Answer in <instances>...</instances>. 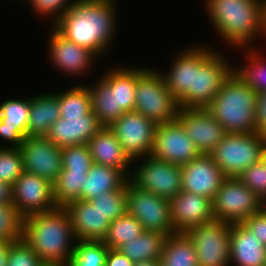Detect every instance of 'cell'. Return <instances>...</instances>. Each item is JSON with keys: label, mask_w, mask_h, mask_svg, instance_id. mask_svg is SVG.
<instances>
[{"label": "cell", "mask_w": 266, "mask_h": 266, "mask_svg": "<svg viewBox=\"0 0 266 266\" xmlns=\"http://www.w3.org/2000/svg\"><path fill=\"white\" fill-rule=\"evenodd\" d=\"M114 2L74 0L73 6L52 26L66 39L91 50L97 57L102 56V52H106L113 42L116 30Z\"/></svg>", "instance_id": "cell-1"}, {"label": "cell", "mask_w": 266, "mask_h": 266, "mask_svg": "<svg viewBox=\"0 0 266 266\" xmlns=\"http://www.w3.org/2000/svg\"><path fill=\"white\" fill-rule=\"evenodd\" d=\"M22 239L47 266H66L77 241L64 207L24 217Z\"/></svg>", "instance_id": "cell-2"}, {"label": "cell", "mask_w": 266, "mask_h": 266, "mask_svg": "<svg viewBox=\"0 0 266 266\" xmlns=\"http://www.w3.org/2000/svg\"><path fill=\"white\" fill-rule=\"evenodd\" d=\"M205 1L209 19L230 46L247 49L252 39L266 37V0Z\"/></svg>", "instance_id": "cell-3"}, {"label": "cell", "mask_w": 266, "mask_h": 266, "mask_svg": "<svg viewBox=\"0 0 266 266\" xmlns=\"http://www.w3.org/2000/svg\"><path fill=\"white\" fill-rule=\"evenodd\" d=\"M257 96L250 86L232 72L205 109L221 123L226 133L253 134L256 132Z\"/></svg>", "instance_id": "cell-4"}, {"label": "cell", "mask_w": 266, "mask_h": 266, "mask_svg": "<svg viewBox=\"0 0 266 266\" xmlns=\"http://www.w3.org/2000/svg\"><path fill=\"white\" fill-rule=\"evenodd\" d=\"M196 46L194 89L179 102L181 108L205 109L233 72V66L218 51L201 44Z\"/></svg>", "instance_id": "cell-5"}, {"label": "cell", "mask_w": 266, "mask_h": 266, "mask_svg": "<svg viewBox=\"0 0 266 266\" xmlns=\"http://www.w3.org/2000/svg\"><path fill=\"white\" fill-rule=\"evenodd\" d=\"M179 108L161 72L143 67L137 69L134 111L159 125L176 119Z\"/></svg>", "instance_id": "cell-6"}, {"label": "cell", "mask_w": 266, "mask_h": 266, "mask_svg": "<svg viewBox=\"0 0 266 266\" xmlns=\"http://www.w3.org/2000/svg\"><path fill=\"white\" fill-rule=\"evenodd\" d=\"M209 154L226 177H239L265 156L264 135L227 133Z\"/></svg>", "instance_id": "cell-7"}, {"label": "cell", "mask_w": 266, "mask_h": 266, "mask_svg": "<svg viewBox=\"0 0 266 266\" xmlns=\"http://www.w3.org/2000/svg\"><path fill=\"white\" fill-rule=\"evenodd\" d=\"M213 216L228 223H242L264 204L238 177H226L212 201Z\"/></svg>", "instance_id": "cell-8"}, {"label": "cell", "mask_w": 266, "mask_h": 266, "mask_svg": "<svg viewBox=\"0 0 266 266\" xmlns=\"http://www.w3.org/2000/svg\"><path fill=\"white\" fill-rule=\"evenodd\" d=\"M231 223L214 219L197 225L185 234L196 251L198 266H229Z\"/></svg>", "instance_id": "cell-9"}, {"label": "cell", "mask_w": 266, "mask_h": 266, "mask_svg": "<svg viewBox=\"0 0 266 266\" xmlns=\"http://www.w3.org/2000/svg\"><path fill=\"white\" fill-rule=\"evenodd\" d=\"M141 160L142 163L136 167V171H132L128 177L134 186L169 201L180 193L181 166L154 158L152 155L145 156Z\"/></svg>", "instance_id": "cell-10"}, {"label": "cell", "mask_w": 266, "mask_h": 266, "mask_svg": "<svg viewBox=\"0 0 266 266\" xmlns=\"http://www.w3.org/2000/svg\"><path fill=\"white\" fill-rule=\"evenodd\" d=\"M127 213L135 217L144 231L175 234L171 220L170 201L152 192L142 190L127 181Z\"/></svg>", "instance_id": "cell-11"}, {"label": "cell", "mask_w": 266, "mask_h": 266, "mask_svg": "<svg viewBox=\"0 0 266 266\" xmlns=\"http://www.w3.org/2000/svg\"><path fill=\"white\" fill-rule=\"evenodd\" d=\"M156 124L141 113H124L109 129L118 139L129 158L136 162L152 154ZM135 160V161H134Z\"/></svg>", "instance_id": "cell-12"}, {"label": "cell", "mask_w": 266, "mask_h": 266, "mask_svg": "<svg viewBox=\"0 0 266 266\" xmlns=\"http://www.w3.org/2000/svg\"><path fill=\"white\" fill-rule=\"evenodd\" d=\"M11 189L12 204L23 218L58 207L53 197V184L33 173L23 171Z\"/></svg>", "instance_id": "cell-13"}, {"label": "cell", "mask_w": 266, "mask_h": 266, "mask_svg": "<svg viewBox=\"0 0 266 266\" xmlns=\"http://www.w3.org/2000/svg\"><path fill=\"white\" fill-rule=\"evenodd\" d=\"M200 154L177 119L156 126L151 154L154 158L183 166Z\"/></svg>", "instance_id": "cell-14"}, {"label": "cell", "mask_w": 266, "mask_h": 266, "mask_svg": "<svg viewBox=\"0 0 266 266\" xmlns=\"http://www.w3.org/2000/svg\"><path fill=\"white\" fill-rule=\"evenodd\" d=\"M22 155L23 169L52 184L62 172L61 148L45 137L25 136L19 146Z\"/></svg>", "instance_id": "cell-15"}, {"label": "cell", "mask_w": 266, "mask_h": 266, "mask_svg": "<svg viewBox=\"0 0 266 266\" xmlns=\"http://www.w3.org/2000/svg\"><path fill=\"white\" fill-rule=\"evenodd\" d=\"M200 153L209 154L227 134L206 109L179 108L176 118Z\"/></svg>", "instance_id": "cell-16"}, {"label": "cell", "mask_w": 266, "mask_h": 266, "mask_svg": "<svg viewBox=\"0 0 266 266\" xmlns=\"http://www.w3.org/2000/svg\"><path fill=\"white\" fill-rule=\"evenodd\" d=\"M182 191L202 195L213 201L226 176L210 154L201 153L181 166Z\"/></svg>", "instance_id": "cell-17"}, {"label": "cell", "mask_w": 266, "mask_h": 266, "mask_svg": "<svg viewBox=\"0 0 266 266\" xmlns=\"http://www.w3.org/2000/svg\"><path fill=\"white\" fill-rule=\"evenodd\" d=\"M171 220L176 233L214 220L212 200L195 193L180 191L170 201Z\"/></svg>", "instance_id": "cell-18"}, {"label": "cell", "mask_w": 266, "mask_h": 266, "mask_svg": "<svg viewBox=\"0 0 266 266\" xmlns=\"http://www.w3.org/2000/svg\"><path fill=\"white\" fill-rule=\"evenodd\" d=\"M64 208L77 241H103L106 238L111 221L91 201L75 200Z\"/></svg>", "instance_id": "cell-19"}, {"label": "cell", "mask_w": 266, "mask_h": 266, "mask_svg": "<svg viewBox=\"0 0 266 266\" xmlns=\"http://www.w3.org/2000/svg\"><path fill=\"white\" fill-rule=\"evenodd\" d=\"M51 31L48 52L54 62L52 64L69 76L87 72L97 56L91 50L66 39L54 27Z\"/></svg>", "instance_id": "cell-20"}, {"label": "cell", "mask_w": 266, "mask_h": 266, "mask_svg": "<svg viewBox=\"0 0 266 266\" xmlns=\"http://www.w3.org/2000/svg\"><path fill=\"white\" fill-rule=\"evenodd\" d=\"M101 128L97 116L91 111L80 116L60 117L49 128L45 138L60 148L87 144Z\"/></svg>", "instance_id": "cell-21"}, {"label": "cell", "mask_w": 266, "mask_h": 266, "mask_svg": "<svg viewBox=\"0 0 266 266\" xmlns=\"http://www.w3.org/2000/svg\"><path fill=\"white\" fill-rule=\"evenodd\" d=\"M88 88L92 111L102 127H109L124 114L118 106L117 67L103 74L97 84Z\"/></svg>", "instance_id": "cell-22"}, {"label": "cell", "mask_w": 266, "mask_h": 266, "mask_svg": "<svg viewBox=\"0 0 266 266\" xmlns=\"http://www.w3.org/2000/svg\"><path fill=\"white\" fill-rule=\"evenodd\" d=\"M230 263L235 266H266V246L243 223H232Z\"/></svg>", "instance_id": "cell-23"}, {"label": "cell", "mask_w": 266, "mask_h": 266, "mask_svg": "<svg viewBox=\"0 0 266 266\" xmlns=\"http://www.w3.org/2000/svg\"><path fill=\"white\" fill-rule=\"evenodd\" d=\"M93 163L114 167L130 176L129 167L134 162L126 154L122 145L109 127H102L87 142Z\"/></svg>", "instance_id": "cell-24"}, {"label": "cell", "mask_w": 266, "mask_h": 266, "mask_svg": "<svg viewBox=\"0 0 266 266\" xmlns=\"http://www.w3.org/2000/svg\"><path fill=\"white\" fill-rule=\"evenodd\" d=\"M186 48L173 61L169 72L161 73L167 89L178 103L194 89L195 47Z\"/></svg>", "instance_id": "cell-25"}, {"label": "cell", "mask_w": 266, "mask_h": 266, "mask_svg": "<svg viewBox=\"0 0 266 266\" xmlns=\"http://www.w3.org/2000/svg\"><path fill=\"white\" fill-rule=\"evenodd\" d=\"M60 118V105L53 93L30 98L27 136L45 137L49 128Z\"/></svg>", "instance_id": "cell-26"}, {"label": "cell", "mask_w": 266, "mask_h": 266, "mask_svg": "<svg viewBox=\"0 0 266 266\" xmlns=\"http://www.w3.org/2000/svg\"><path fill=\"white\" fill-rule=\"evenodd\" d=\"M128 181L121 170L93 163L81 190V200L90 201L102 193L120 189Z\"/></svg>", "instance_id": "cell-27"}, {"label": "cell", "mask_w": 266, "mask_h": 266, "mask_svg": "<svg viewBox=\"0 0 266 266\" xmlns=\"http://www.w3.org/2000/svg\"><path fill=\"white\" fill-rule=\"evenodd\" d=\"M166 238L167 235L160 232L143 231L127 244L120 246L118 250L134 263L159 260Z\"/></svg>", "instance_id": "cell-28"}, {"label": "cell", "mask_w": 266, "mask_h": 266, "mask_svg": "<svg viewBox=\"0 0 266 266\" xmlns=\"http://www.w3.org/2000/svg\"><path fill=\"white\" fill-rule=\"evenodd\" d=\"M159 260L161 266H198L193 243L185 233L167 236Z\"/></svg>", "instance_id": "cell-29"}, {"label": "cell", "mask_w": 266, "mask_h": 266, "mask_svg": "<svg viewBox=\"0 0 266 266\" xmlns=\"http://www.w3.org/2000/svg\"><path fill=\"white\" fill-rule=\"evenodd\" d=\"M88 173L63 169L53 183V197L58 207L81 200V190Z\"/></svg>", "instance_id": "cell-30"}, {"label": "cell", "mask_w": 266, "mask_h": 266, "mask_svg": "<svg viewBox=\"0 0 266 266\" xmlns=\"http://www.w3.org/2000/svg\"><path fill=\"white\" fill-rule=\"evenodd\" d=\"M246 50L247 64L237 69L233 67V72L237 75L245 84L250 86L257 94L266 92V59L263 55L257 52L256 49Z\"/></svg>", "instance_id": "cell-31"}, {"label": "cell", "mask_w": 266, "mask_h": 266, "mask_svg": "<svg viewBox=\"0 0 266 266\" xmlns=\"http://www.w3.org/2000/svg\"><path fill=\"white\" fill-rule=\"evenodd\" d=\"M53 94L59 101L60 117L80 116L92 111L90 90L86 85H77L65 92Z\"/></svg>", "instance_id": "cell-32"}, {"label": "cell", "mask_w": 266, "mask_h": 266, "mask_svg": "<svg viewBox=\"0 0 266 266\" xmlns=\"http://www.w3.org/2000/svg\"><path fill=\"white\" fill-rule=\"evenodd\" d=\"M144 231L142 224L129 213H125L110 223L104 244L111 249H118Z\"/></svg>", "instance_id": "cell-33"}, {"label": "cell", "mask_w": 266, "mask_h": 266, "mask_svg": "<svg viewBox=\"0 0 266 266\" xmlns=\"http://www.w3.org/2000/svg\"><path fill=\"white\" fill-rule=\"evenodd\" d=\"M109 248L103 241H76L74 254L66 266H105Z\"/></svg>", "instance_id": "cell-34"}, {"label": "cell", "mask_w": 266, "mask_h": 266, "mask_svg": "<svg viewBox=\"0 0 266 266\" xmlns=\"http://www.w3.org/2000/svg\"><path fill=\"white\" fill-rule=\"evenodd\" d=\"M29 112L30 98H11L0 104V120L4 126L17 127L24 136H27Z\"/></svg>", "instance_id": "cell-35"}, {"label": "cell", "mask_w": 266, "mask_h": 266, "mask_svg": "<svg viewBox=\"0 0 266 266\" xmlns=\"http://www.w3.org/2000/svg\"><path fill=\"white\" fill-rule=\"evenodd\" d=\"M129 68V69H128ZM133 68V69H132ZM117 66V98L118 106L126 113L134 111L137 84V68Z\"/></svg>", "instance_id": "cell-36"}, {"label": "cell", "mask_w": 266, "mask_h": 266, "mask_svg": "<svg viewBox=\"0 0 266 266\" xmlns=\"http://www.w3.org/2000/svg\"><path fill=\"white\" fill-rule=\"evenodd\" d=\"M127 182L117 190L102 193L90 200L112 222L127 212Z\"/></svg>", "instance_id": "cell-37"}, {"label": "cell", "mask_w": 266, "mask_h": 266, "mask_svg": "<svg viewBox=\"0 0 266 266\" xmlns=\"http://www.w3.org/2000/svg\"><path fill=\"white\" fill-rule=\"evenodd\" d=\"M23 217L13 204L0 205V241L14 243L22 239Z\"/></svg>", "instance_id": "cell-38"}, {"label": "cell", "mask_w": 266, "mask_h": 266, "mask_svg": "<svg viewBox=\"0 0 266 266\" xmlns=\"http://www.w3.org/2000/svg\"><path fill=\"white\" fill-rule=\"evenodd\" d=\"M22 155L19 148L0 147V181L12 186L23 173Z\"/></svg>", "instance_id": "cell-39"}, {"label": "cell", "mask_w": 266, "mask_h": 266, "mask_svg": "<svg viewBox=\"0 0 266 266\" xmlns=\"http://www.w3.org/2000/svg\"><path fill=\"white\" fill-rule=\"evenodd\" d=\"M61 152L63 169L88 173L93 165V158L87 144L66 146L61 148Z\"/></svg>", "instance_id": "cell-40"}, {"label": "cell", "mask_w": 266, "mask_h": 266, "mask_svg": "<svg viewBox=\"0 0 266 266\" xmlns=\"http://www.w3.org/2000/svg\"><path fill=\"white\" fill-rule=\"evenodd\" d=\"M255 195L266 205V157L246 169L239 177Z\"/></svg>", "instance_id": "cell-41"}, {"label": "cell", "mask_w": 266, "mask_h": 266, "mask_svg": "<svg viewBox=\"0 0 266 266\" xmlns=\"http://www.w3.org/2000/svg\"><path fill=\"white\" fill-rule=\"evenodd\" d=\"M6 266H47V264L21 239L8 246Z\"/></svg>", "instance_id": "cell-42"}, {"label": "cell", "mask_w": 266, "mask_h": 266, "mask_svg": "<svg viewBox=\"0 0 266 266\" xmlns=\"http://www.w3.org/2000/svg\"><path fill=\"white\" fill-rule=\"evenodd\" d=\"M33 11L43 16H53V24L73 6L74 0H30Z\"/></svg>", "instance_id": "cell-43"}, {"label": "cell", "mask_w": 266, "mask_h": 266, "mask_svg": "<svg viewBox=\"0 0 266 266\" xmlns=\"http://www.w3.org/2000/svg\"><path fill=\"white\" fill-rule=\"evenodd\" d=\"M266 246V205L242 222Z\"/></svg>", "instance_id": "cell-44"}, {"label": "cell", "mask_w": 266, "mask_h": 266, "mask_svg": "<svg viewBox=\"0 0 266 266\" xmlns=\"http://www.w3.org/2000/svg\"><path fill=\"white\" fill-rule=\"evenodd\" d=\"M256 132L266 134V92L258 93L255 107Z\"/></svg>", "instance_id": "cell-45"}, {"label": "cell", "mask_w": 266, "mask_h": 266, "mask_svg": "<svg viewBox=\"0 0 266 266\" xmlns=\"http://www.w3.org/2000/svg\"><path fill=\"white\" fill-rule=\"evenodd\" d=\"M0 138L8 142L10 148H19L25 136L17 129V127L4 126L0 120Z\"/></svg>", "instance_id": "cell-46"}, {"label": "cell", "mask_w": 266, "mask_h": 266, "mask_svg": "<svg viewBox=\"0 0 266 266\" xmlns=\"http://www.w3.org/2000/svg\"><path fill=\"white\" fill-rule=\"evenodd\" d=\"M134 262L128 259L123 253L118 249L109 248L105 266H133Z\"/></svg>", "instance_id": "cell-47"}, {"label": "cell", "mask_w": 266, "mask_h": 266, "mask_svg": "<svg viewBox=\"0 0 266 266\" xmlns=\"http://www.w3.org/2000/svg\"><path fill=\"white\" fill-rule=\"evenodd\" d=\"M12 204V189L6 182L0 181V205Z\"/></svg>", "instance_id": "cell-48"}, {"label": "cell", "mask_w": 266, "mask_h": 266, "mask_svg": "<svg viewBox=\"0 0 266 266\" xmlns=\"http://www.w3.org/2000/svg\"><path fill=\"white\" fill-rule=\"evenodd\" d=\"M10 243L0 241V266H6L7 263V252Z\"/></svg>", "instance_id": "cell-49"}, {"label": "cell", "mask_w": 266, "mask_h": 266, "mask_svg": "<svg viewBox=\"0 0 266 266\" xmlns=\"http://www.w3.org/2000/svg\"><path fill=\"white\" fill-rule=\"evenodd\" d=\"M133 266H161L160 260H148L134 263Z\"/></svg>", "instance_id": "cell-50"}, {"label": "cell", "mask_w": 266, "mask_h": 266, "mask_svg": "<svg viewBox=\"0 0 266 266\" xmlns=\"http://www.w3.org/2000/svg\"><path fill=\"white\" fill-rule=\"evenodd\" d=\"M264 148H265V157H266V134L264 135Z\"/></svg>", "instance_id": "cell-51"}]
</instances>
